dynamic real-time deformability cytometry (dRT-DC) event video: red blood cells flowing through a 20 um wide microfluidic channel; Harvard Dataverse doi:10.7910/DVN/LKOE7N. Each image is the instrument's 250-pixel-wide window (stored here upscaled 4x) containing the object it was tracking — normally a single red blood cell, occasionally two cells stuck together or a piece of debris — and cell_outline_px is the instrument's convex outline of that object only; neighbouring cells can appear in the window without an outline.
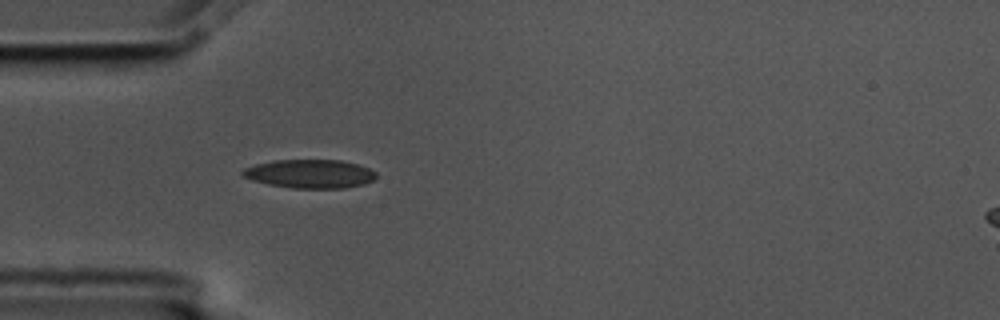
{"species": "common noctule bat (a hibernating species)", "species_latin": "Nyctalus noctula", "temperature_condition": "cold", "stored_images_in_passage": 1, "camera_frame_rate_fps": 3000, "um_per_image_px": 0.085, "animal": {"sex": "male", "body_mass_g": 17.5, "forearm_length_mm": 52.3}, "frame": {"image": 1, "passage_image": 1, "time_ms": 0.0, "image_size_px": [1000, 320], "cell_outline_px": [[376, 176], [372, 180], [364, 184], [344, 188], [292, 188], [268, 184], [252, 180], [244, 176], [240, 172], [244, 168], [256, 164], [272, 160], [340, 160], [356, 164], [368, 168], [376, 172]], "centroid_in_image_um": [26.32, 14.77], "position_along_channel_um": 58.7, "area_um2": 22.2}}